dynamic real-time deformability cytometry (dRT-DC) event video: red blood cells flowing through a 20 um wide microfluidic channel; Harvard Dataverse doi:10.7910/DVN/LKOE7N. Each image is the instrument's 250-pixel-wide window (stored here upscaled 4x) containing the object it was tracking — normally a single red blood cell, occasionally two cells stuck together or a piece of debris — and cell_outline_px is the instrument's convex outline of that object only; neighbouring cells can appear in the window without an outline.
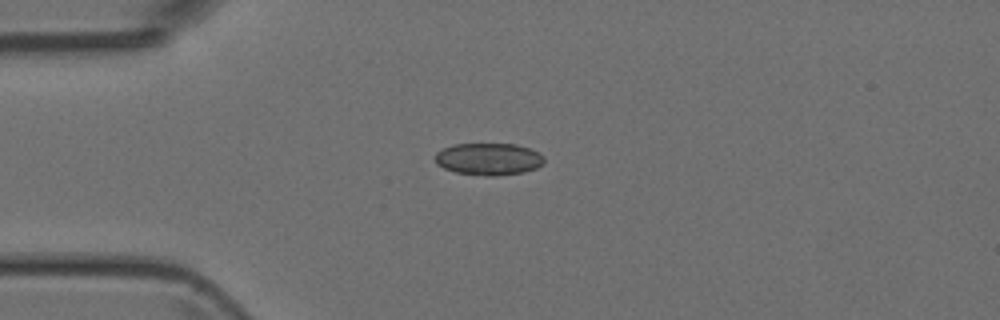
{"species": "Egyptian fruit bat (a non-hibernating species)", "species_latin": "Rousettus aegyptiacus", "temperature_condition": "room temperature", "stored_images_in_passage": 1, "camera_frame_rate_fps": 3000, "um_per_image_px": 0.085, "animal": {"sex": "female"}, "frame": {"image": 1, "passage_image": 1, "time_ms": 0.0, "image_size_px": [1000, 320], "cell_outline_px": [[544, 160], [536, 168], [524, 172], [496, 176], [488, 176], [456, 172], [444, 168], [436, 164], [436, 152], [444, 148], [456, 144], [516, 144], [528, 148], [544, 156]], "centroid_in_image_um": [41.52, 13.52], "position_along_channel_um": 43.5, "area_um2": 20.17}}